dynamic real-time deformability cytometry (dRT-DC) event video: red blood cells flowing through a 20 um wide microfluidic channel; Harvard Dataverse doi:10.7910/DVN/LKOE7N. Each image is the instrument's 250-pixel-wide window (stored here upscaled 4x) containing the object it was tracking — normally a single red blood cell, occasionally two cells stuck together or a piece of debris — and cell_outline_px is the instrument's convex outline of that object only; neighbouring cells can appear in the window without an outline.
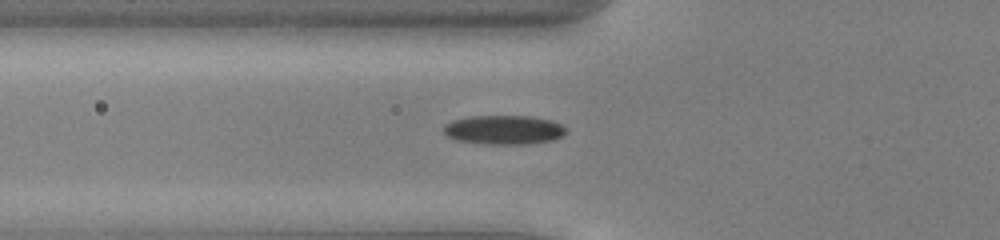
{"species": "common noctule bat (a hibernating species)", "species_latin": "Nyctalus noctula", "temperature_condition": "cold", "stored_images_in_passage": 31, "camera_frame_rate_fps": 3000, "um_per_image_px": 0.085, "animal": {"sex": "male", "body_mass_g": 13.0, "forearm_length_mm": 53.1}, "frame": {"image": 1, "passage_image": 2, "time_ms": 0.333, "image_size_px": [1000, 240], "cell_outline_px": [[568, 132], [552, 140], [528, 144], [488, 144], [456, 140], [448, 136], [444, 132], [444, 124], [452, 120], [468, 116], [532, 116], [552, 120], [560, 124]], "centroid_in_image_um": [42.81, 11.03], "position_along_channel_um": 83.0, "area_um2": 20.81}}
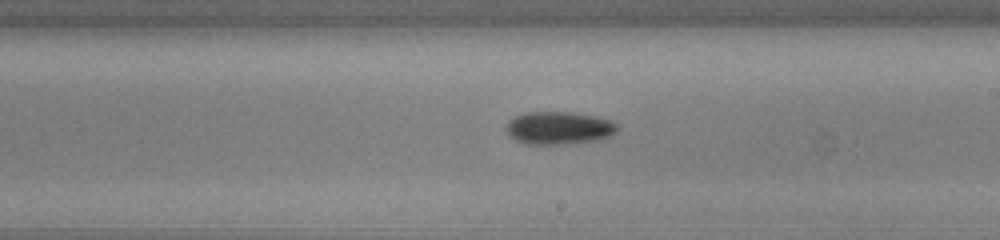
{"frame": {"image": 2, "passage_image": 14, "time_ms": 4.333, "image_size_px": [1000, 240], "cell_outline_px": [[616, 132], [604, 140], [576, 144], [524, 144], [516, 140], [508, 132], [508, 120], [524, 112], [572, 112], [596, 116], [608, 120], [616, 124]], "centroid_in_image_um": [47.55, 10.89], "position_along_channel_um": 241.5, "area_um2": 21.39}}
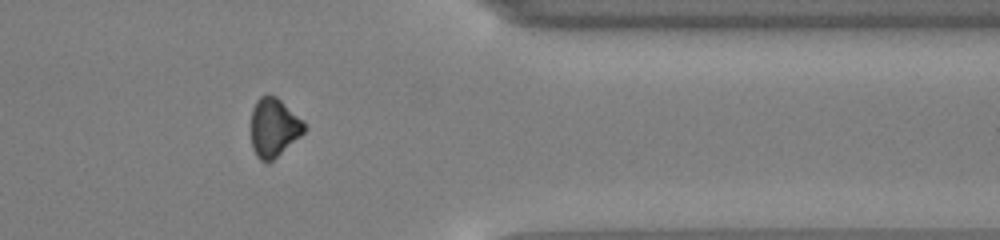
{"frame": {"image": 3, "passage_image": 26, "time_ms": 8.333, "image_size_px": [1000, 240], "cell_outline_px": [[304, 132], [300, 136], [268, 164], [260, 160], [256, 156], [252, 148], [252, 108], [256, 100], [260, 96], [276, 96], [304, 120]], "centroid_in_image_um": [23.27, 10.85], "position_along_channel_um": 388.1, "area_um2": 18.09}}